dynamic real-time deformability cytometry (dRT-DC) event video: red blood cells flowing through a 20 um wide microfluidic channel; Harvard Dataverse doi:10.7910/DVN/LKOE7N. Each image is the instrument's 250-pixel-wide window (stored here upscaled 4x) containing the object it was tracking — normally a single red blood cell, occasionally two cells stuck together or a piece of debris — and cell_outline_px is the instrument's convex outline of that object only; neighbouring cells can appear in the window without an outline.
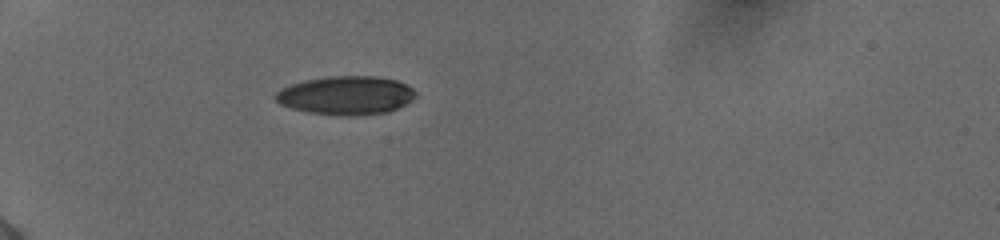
{"species": "human", "species_latin": "Homo sapiens", "temperature_condition": "cold", "stored_images_in_passage": 20, "camera_frame_rate_fps": 3000, "um_per_image_px": 0.085, "donor": {"sex": "female"}, "frame": {"image": 1, "passage_image": 1, "time_ms": 0.0, "image_size_px": [1000, 240], "cell_outline_px": [[416, 96], [412, 100], [388, 112], [356, 116], [340, 116], [308, 112], [292, 108], [280, 104], [272, 96], [276, 92], [292, 84], [304, 80], [328, 76], [376, 76], [396, 80], [408, 84], [416, 92]], "centroid_in_image_um": [29.42, 8.11], "position_along_channel_um": 55.6, "area_um2": 31.67}}
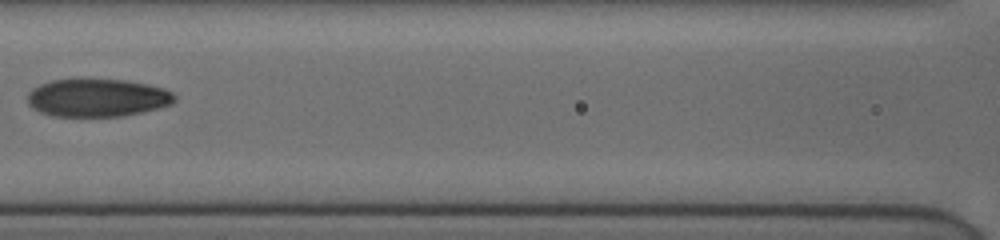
{"frame": {"image": 2, "passage_image": 9, "time_ms": 3.333, "image_size_px": [1000, 240], "cell_outline_px": [[176, 100], [172, 104], [144, 112], [124, 116], [52, 116], [40, 112], [32, 108], [28, 104], [28, 92], [32, 88], [40, 84], [52, 80], [124, 80], [148, 84], [164, 88], [172, 92], [176, 96]], "centroid_in_image_um": [8.29, 8.32], "position_along_channel_um": 158.3, "area_um2": 32.54}}
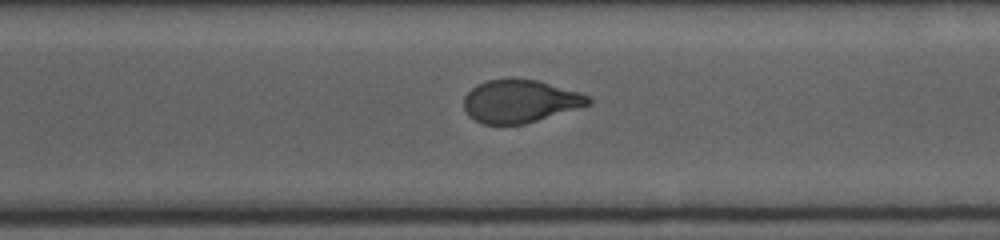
{"frame": {"image": 3, "passage_image": 20, "time_ms": 7.667, "image_size_px": [1000, 240], "cell_outline_px": [[592, 104], [524, 124], [484, 124], [468, 116], [464, 108], [464, 96], [476, 84], [488, 80], [536, 80], [580, 92], [588, 96], [592, 100]], "centroid_in_image_um": [44.2, 8.62], "position_along_channel_um": 326.4, "area_um2": 30.69}}